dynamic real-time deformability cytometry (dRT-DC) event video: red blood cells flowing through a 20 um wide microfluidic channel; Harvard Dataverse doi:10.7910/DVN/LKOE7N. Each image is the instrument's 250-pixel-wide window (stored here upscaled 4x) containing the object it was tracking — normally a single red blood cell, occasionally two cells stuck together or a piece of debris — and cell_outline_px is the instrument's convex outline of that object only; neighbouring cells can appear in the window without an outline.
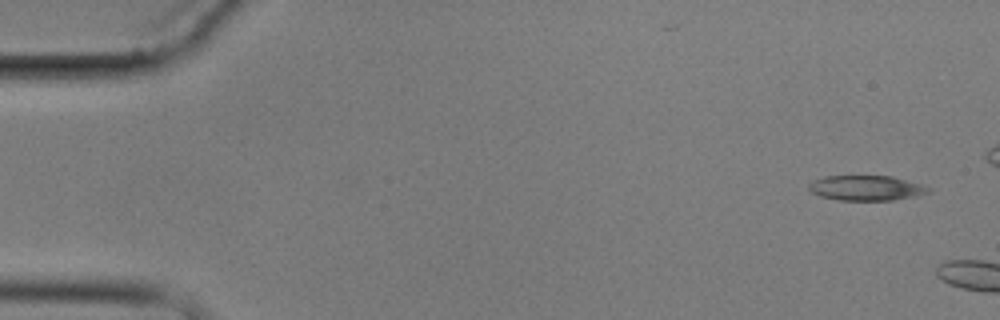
{"species": "common noctule bat (a hibernating species)", "species_latin": "Nyctalus noctula", "temperature_condition": "cold", "stored_images_in_passage": 2, "camera_frame_rate_fps": 3000, "um_per_image_px": 0.085, "animal": {"sex": "male", "body_mass_g": 17.9}, "frame": {"image": 1, "passage_image": 1, "time_ms": 0.0, "image_size_px": [1000, 320], "cell_outline_px": [[932, 192], [916, 196], [892, 200], [836, 200], [820, 196], [812, 192], [808, 188], [808, 184], [812, 180], [824, 176], [892, 176], [924, 184], [932, 188]], "centroid_in_image_um": [73.67, 15.97], "position_along_channel_um": 11.3, "area_um2": 17.74}}